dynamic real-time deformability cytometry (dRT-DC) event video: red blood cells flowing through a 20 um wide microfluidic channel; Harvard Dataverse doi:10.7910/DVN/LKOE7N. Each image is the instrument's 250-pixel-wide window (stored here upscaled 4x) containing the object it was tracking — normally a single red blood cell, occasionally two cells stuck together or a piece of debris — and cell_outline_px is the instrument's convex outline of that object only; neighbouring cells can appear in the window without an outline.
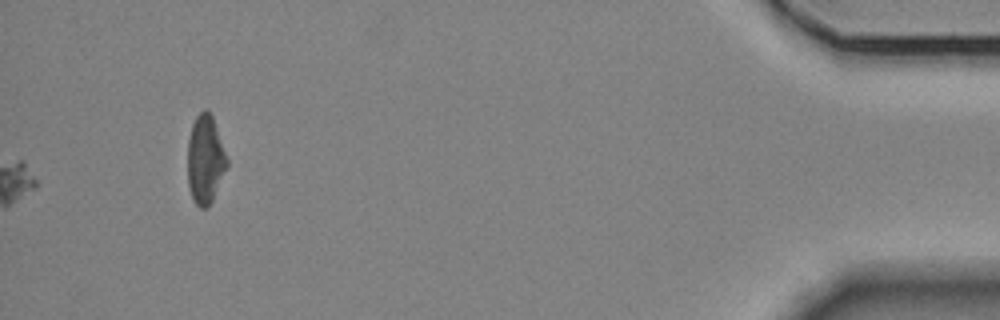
{"species": "Egyptian fruit bat (a non-hibernating species)", "species_latin": "Rousettus aegyptiacus", "temperature_condition": "room temperature", "stored_images_in_passage": 57, "segment_of_instrument_passage": [2, 2], "camera_frame_rate_fps": 3000, "um_per_image_px": 0.085, "animal": {"sex": "female"}, "frame": {"image": 1, "passage_image": 57, "time_ms": 18.667, "image_size_px": [1000, 320], "cell_outline_px": [[228, 164], [212, 200], [208, 208], [200, 208], [192, 200], [188, 188], [188, 140], [192, 124], [196, 116], [204, 108], [208, 108], [212, 116], [228, 160]], "centroid_in_image_um": [17.43, 13.56], "position_along_channel_um": 417.8, "area_um2": 20.29}}